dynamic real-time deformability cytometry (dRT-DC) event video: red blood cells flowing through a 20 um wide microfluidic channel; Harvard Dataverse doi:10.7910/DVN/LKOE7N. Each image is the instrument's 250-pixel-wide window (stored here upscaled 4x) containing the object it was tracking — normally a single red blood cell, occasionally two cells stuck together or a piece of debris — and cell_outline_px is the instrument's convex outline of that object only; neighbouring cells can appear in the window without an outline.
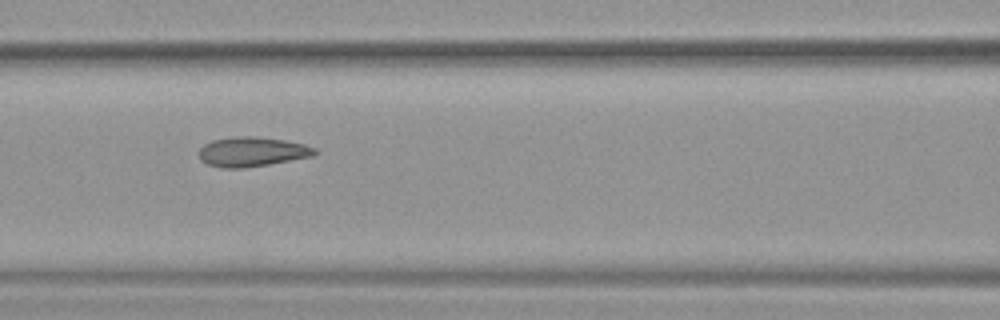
{"species": "common noctule bat (a hibernating species)", "species_latin": "Nyctalus noctula", "temperature_condition": "warm", "stored_images_in_passage": 54, "camera_frame_rate_fps": 3000, "um_per_image_px": 0.085, "animal": {"sex": "female", "body_mass_g": 19.9}, "frame": {"image": 1, "passage_image": 24, "time_ms": 7.667, "image_size_px": [1000, 320], "cell_outline_px": [[320, 152], [312, 156], [268, 164], [244, 168], [220, 168], [208, 164], [200, 160], [200, 148], [204, 144], [212, 140], [236, 136], [256, 136], [284, 140], [304, 144], [316, 148]], "centroid_in_image_um": [21.43, 12.89], "position_along_channel_um": 145.2, "area_um2": 20.0}, "authors_computed_cell_mechanics": {"area_um2": 20.8947, "velocity_mm_per_s": 3.7884, "shape_relaxation_time_tau1_ms": null, "shape_relaxation_time_tau2_ms": 1.6214, "deformation_change_tau1": null, "deformation_change_tau2": 0.0727}}